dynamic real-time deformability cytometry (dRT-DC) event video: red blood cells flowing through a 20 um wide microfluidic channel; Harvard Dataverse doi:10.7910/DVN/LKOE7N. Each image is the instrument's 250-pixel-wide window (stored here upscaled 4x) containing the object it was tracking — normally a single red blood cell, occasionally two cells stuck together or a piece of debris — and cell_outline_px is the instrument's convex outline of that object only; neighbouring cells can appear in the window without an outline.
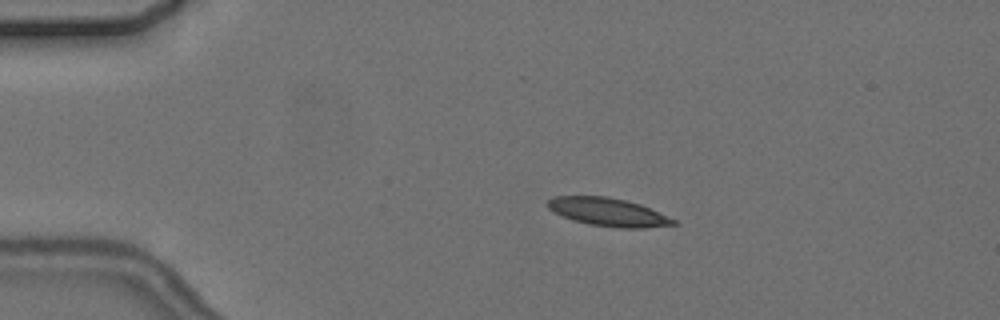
{"species": "common noctule bat (a hibernating species)", "species_latin": "Nyctalus noctula", "temperature_condition": "cold", "stored_images_in_passage": 10, "camera_frame_rate_fps": 3000, "um_per_image_px": 0.085, "animal": {"sex": "female", "body_mass_g": 24.6, "forearm_length_mm": 56.2}, "frame": {"image": 1, "passage_image": 2, "time_ms": 1.333, "image_size_px": [1000, 320], "cell_outline_px": [[680, 224], [644, 228], [620, 228], [588, 224], [564, 216], [548, 208], [544, 204], [548, 200], [556, 196], [608, 196], [640, 204], [676, 220]], "centroid_in_image_um": [51.71, 18.02], "position_along_channel_um": 33.3, "area_um2": 20.46}}
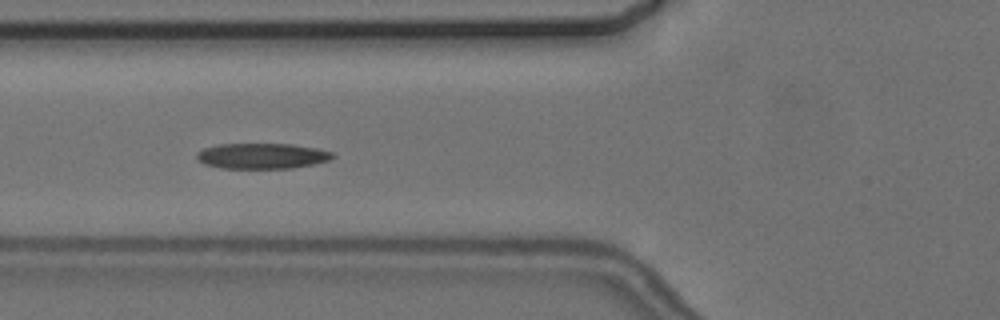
{"frame": {"image": 2, "passage_image": 5, "time_ms": 4.667, "image_size_px": [1000, 320], "cell_outline_px": [[336, 156], [328, 160], [312, 164], [292, 168], [220, 168], [204, 164], [196, 160], [196, 152], [204, 148], [220, 144], [292, 144], [316, 148], [332, 152]], "centroid_in_image_um": [22.23, 13.25], "position_along_channel_um": 103.6, "area_um2": 20.23}}
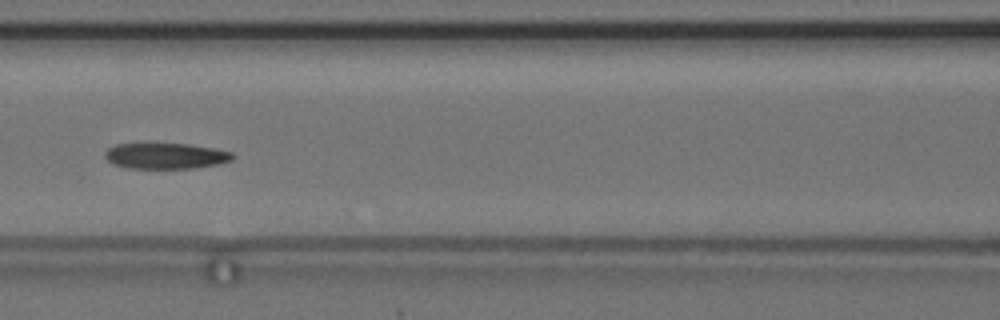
{"frame": {"image": 3, "passage_image": 6, "time_ms": 6.0, "image_size_px": [1000, 320], "cell_outline_px": [[236, 156], [232, 160], [216, 164], [192, 168], [128, 168], [112, 164], [104, 156], [104, 152], [108, 148], [116, 144], [188, 144], [212, 148], [232, 152]], "centroid_in_image_um": [14.06, 13.25], "position_along_channel_um": 152.5, "area_um2": 19.07}}